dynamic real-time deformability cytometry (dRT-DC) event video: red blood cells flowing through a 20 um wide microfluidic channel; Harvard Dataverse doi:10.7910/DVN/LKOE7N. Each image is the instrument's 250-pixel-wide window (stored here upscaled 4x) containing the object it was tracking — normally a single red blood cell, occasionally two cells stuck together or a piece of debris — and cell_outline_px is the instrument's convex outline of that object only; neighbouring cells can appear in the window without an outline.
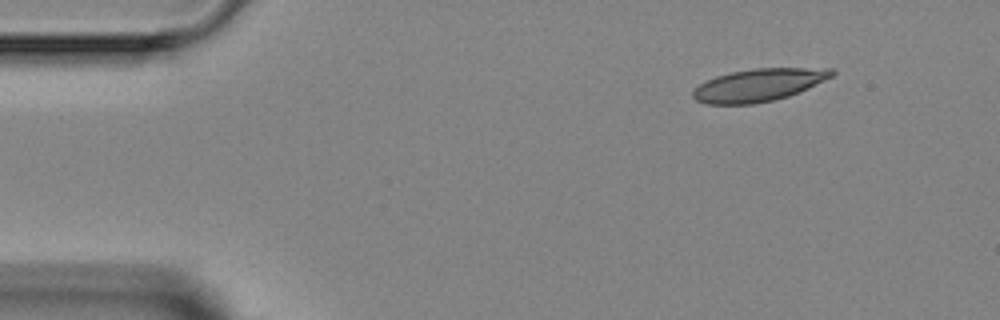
{"species": "Egyptian fruit bat (a non-hibernating species)", "species_latin": "Rousettus aegyptiacus", "temperature_condition": "room temperature", "stored_images_in_passage": 3, "camera_frame_rate_fps": 3000, "um_per_image_px": 0.085, "animal": {"sex": "female"}, "frame": {"image": 1, "passage_image": 1, "time_ms": 0.0, "image_size_px": [1000, 320], "cell_outline_px": [[836, 72], [832, 76], [808, 88], [788, 96], [772, 100], [752, 104], [704, 104], [696, 100], [692, 96], [692, 92], [700, 84], [716, 76], [732, 72], [756, 68], [832, 68]], "centroid_in_image_um": [64.48, 7.23], "position_along_channel_um": 20.5, "area_um2": 26.13}}